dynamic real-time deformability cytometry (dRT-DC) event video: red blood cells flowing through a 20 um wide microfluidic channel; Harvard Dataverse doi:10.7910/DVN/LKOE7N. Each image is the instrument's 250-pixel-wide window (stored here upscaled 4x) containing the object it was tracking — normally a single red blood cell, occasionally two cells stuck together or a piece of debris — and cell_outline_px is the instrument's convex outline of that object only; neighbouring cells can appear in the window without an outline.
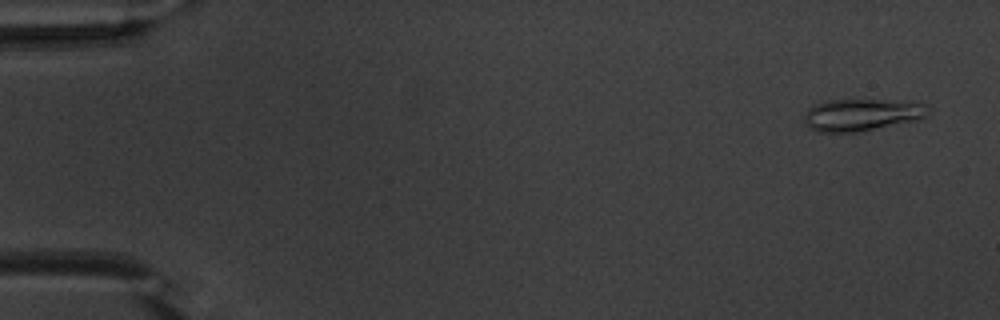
{"species": "common noctule bat (a hibernating species)", "species_latin": "Nyctalus noctula", "temperature_condition": "warm", "stored_images_in_passage": 54, "camera_frame_rate_fps": 3000, "um_per_image_px": 0.085, "animal": {"sex": "male", "body_mass_g": 20.1, "forearm_length_mm": 53.5}, "frame": {"image": 1, "passage_image": 3, "time_ms": 0.667, "image_size_px": [1000, 320], "cell_outline_px": [[928, 116], [916, 120], [860, 132], [816, 132], [804, 124], [804, 112], [808, 108], [816, 104], [828, 100], [880, 100], [924, 104], [928, 108]], "centroid_in_image_um": [73.17, 9.78], "position_along_channel_um": 11.8, "area_um2": 23.06}}
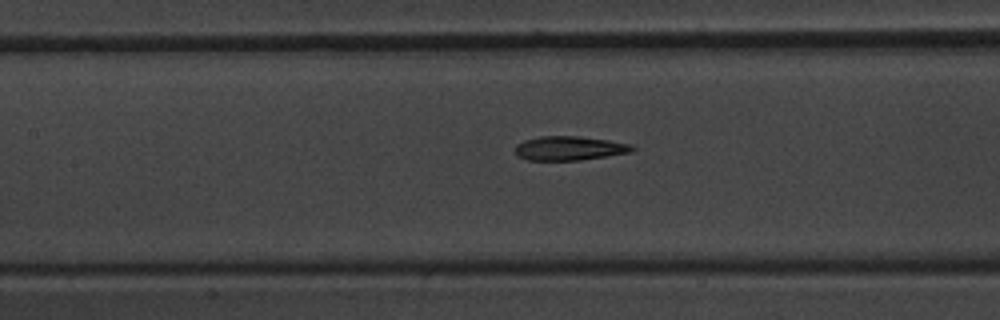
{"frame": {"image": 2, "passage_image": 25, "time_ms": 8.0, "image_size_px": [1000, 320], "cell_outline_px": [[636, 148], [632, 152], [608, 156], [580, 160], [528, 160], [516, 156], [516, 144], [524, 140], [540, 136], [580, 136], [608, 140], [632, 144]], "centroid_in_image_um": [48.42, 12.6], "position_along_channel_um": 159.0, "area_um2": 16.59}}
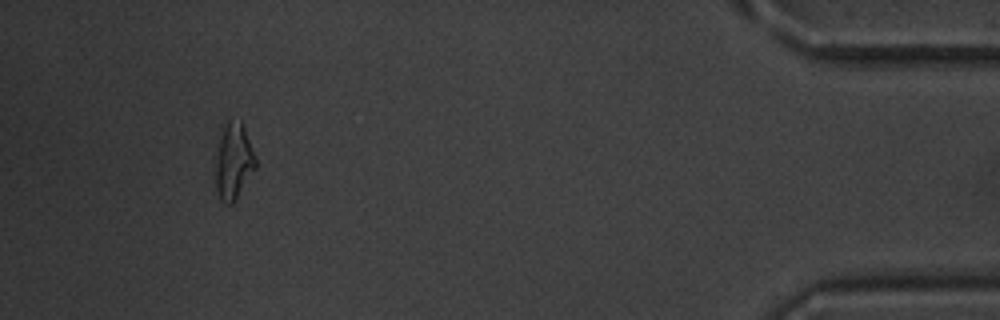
{"frame": {"image": 3, "passage_image": 50, "time_ms": 16.333, "image_size_px": [1000, 320], "cell_outline_px": [[256, 168], [232, 204], [228, 204], [220, 200], [216, 188], [216, 136], [220, 124], [228, 120], [240, 120], [244, 128], [256, 156]], "centroid_in_image_um": [19.81, 13.62], "position_along_channel_um": 415.4, "area_um2": 18.32}}